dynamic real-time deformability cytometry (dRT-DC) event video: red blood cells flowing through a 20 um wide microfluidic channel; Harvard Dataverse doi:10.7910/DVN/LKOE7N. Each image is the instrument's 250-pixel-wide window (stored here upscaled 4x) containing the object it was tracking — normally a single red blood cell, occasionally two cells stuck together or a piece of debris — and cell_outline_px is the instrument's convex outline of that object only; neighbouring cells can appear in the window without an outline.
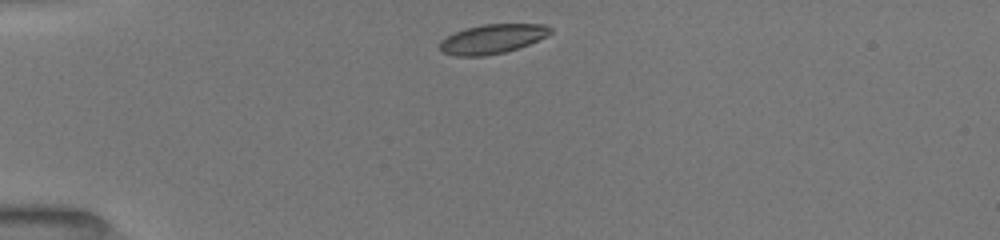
{"species": "common noctule bat (a hibernating species)", "species_latin": "Nyctalus noctula", "temperature_condition": "room temperature", "stored_images_in_passage": 7, "camera_frame_rate_fps": 3000, "um_per_image_px": 0.085, "animal": {"sex": "female", "body_mass_g": 19.5, "forearm_length_mm": 54.1}, "frame": {"image": 1, "passage_image": 1, "time_ms": 0.0, "image_size_px": [1000, 240], "cell_outline_px": [[552, 32], [548, 36], [528, 44], [504, 52], [484, 56], [456, 56], [440, 52], [440, 40], [464, 28], [480, 24], [548, 24], [552, 28]], "centroid_in_image_um": [41.85, 3.3], "position_along_channel_um": 43.1, "area_um2": 19.02}}
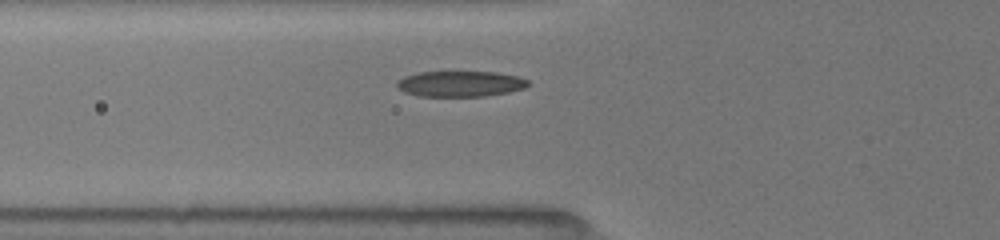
{"frame": {"image": 2, "passage_image": 4, "time_ms": 2.0, "image_size_px": [1000, 240], "cell_outline_px": [[528, 84], [524, 88], [508, 92], [484, 96], [420, 96], [404, 92], [396, 88], [396, 80], [404, 76], [416, 72], [496, 72], [520, 76], [528, 80]], "centroid_in_image_um": [39.08, 7.12], "position_along_channel_um": 86.7, "area_um2": 19.77}}
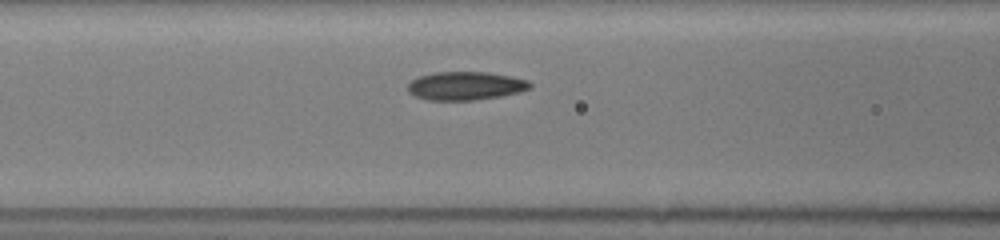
{"frame": {"image": 3, "passage_image": 7, "time_ms": 3.0, "image_size_px": [1000, 240], "cell_outline_px": [[532, 88], [520, 92], [500, 96], [472, 100], [428, 100], [416, 96], [408, 92], [408, 84], [412, 80], [420, 76], [436, 72], [488, 72], [528, 80], [532, 84]], "centroid_in_image_um": [39.58, 7.3], "position_along_channel_um": 127.0, "area_um2": 20.11}}